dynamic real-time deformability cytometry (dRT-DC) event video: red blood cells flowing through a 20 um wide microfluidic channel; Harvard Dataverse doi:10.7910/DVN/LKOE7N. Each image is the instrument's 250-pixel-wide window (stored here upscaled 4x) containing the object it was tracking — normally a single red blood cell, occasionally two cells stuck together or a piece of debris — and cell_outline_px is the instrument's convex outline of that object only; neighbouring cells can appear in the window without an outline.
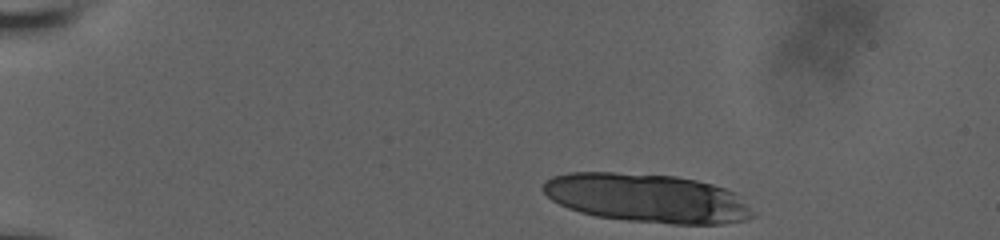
{"species": "human", "species_latin": "Homo sapiens", "temperature_condition": "room temperature", "stored_images_in_passage": 11, "camera_frame_rate_fps": 3000, "um_per_image_px": 0.085, "donor": {"sex": "male"}, "frame": {"image": 1, "passage_image": 1, "time_ms": 0.0, "image_size_px": [1000, 240], "cell_outline_px": [[756, 216], [744, 220], [720, 224], [672, 224], [628, 220], [596, 216], [580, 212], [568, 208], [552, 200], [540, 188], [544, 180], [552, 176], [568, 172], [612, 172], [676, 176], [696, 180], [712, 184], [724, 188], [732, 192], [756, 212]], "centroid_in_image_um": [54.96, 16.83], "position_along_channel_um": 30.0, "area_um2": 59.65}}